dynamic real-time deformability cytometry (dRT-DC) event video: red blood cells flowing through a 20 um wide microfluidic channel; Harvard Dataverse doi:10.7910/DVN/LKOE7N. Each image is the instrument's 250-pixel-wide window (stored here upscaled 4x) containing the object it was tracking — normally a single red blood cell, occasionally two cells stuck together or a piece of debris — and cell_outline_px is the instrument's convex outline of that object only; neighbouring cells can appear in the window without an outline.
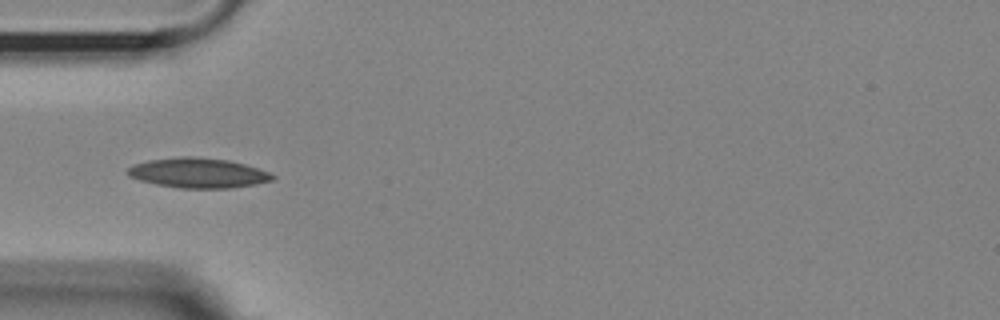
{"species": "Egyptian fruit bat (a non-hibernating species)", "species_latin": "Rousettus aegyptiacus", "temperature_condition": "room temperature", "stored_images_in_passage": 39, "camera_frame_rate_fps": 3000, "um_per_image_px": 0.085, "animal": {"sex": "female"}, "frame": {"image": 1, "passage_image": 1, "time_ms": 0.0, "image_size_px": [1000, 320], "cell_outline_px": [[276, 176], [272, 180], [256, 184], [232, 188], [180, 188], [156, 184], [140, 180], [128, 176], [124, 172], [132, 164], [148, 160], [180, 156], [196, 156], [228, 160], [244, 164], [268, 172]], "centroid_in_image_um": [16.79, 14.69], "position_along_channel_um": 68.2, "area_um2": 25.37}}
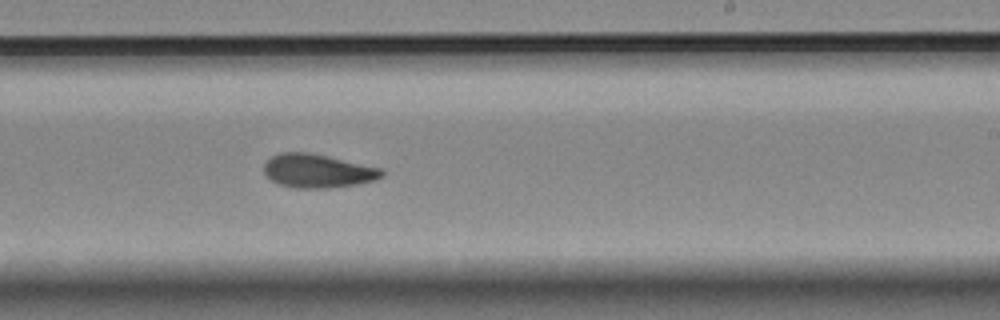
{"frame": {"image": 2, "passage_image": 17, "time_ms": 5.333, "image_size_px": [1000, 320], "cell_outline_px": [[384, 176], [376, 180], [356, 184], [328, 188], [296, 188], [276, 184], [264, 172], [264, 164], [272, 156], [280, 152], [308, 152], [328, 156], [380, 168], [384, 172]], "centroid_in_image_um": [26.99, 14.53], "position_along_channel_um": 262.0, "area_um2": 23.06}}
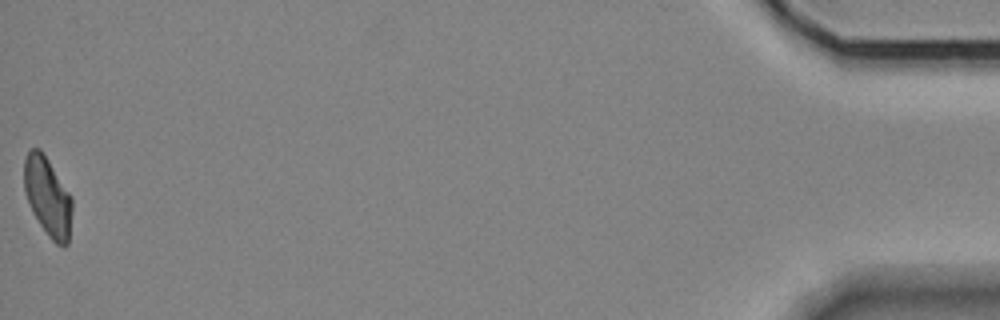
{"frame": {"image": 3, "passage_image": 39, "time_ms": 12.667, "image_size_px": [1000, 320], "cell_outline_px": [[72, 208], [68, 244], [64, 248], [56, 244], [48, 236], [32, 212], [24, 192], [24, 160], [28, 148], [40, 148], [72, 196]], "centroid_in_image_um": [4.05, 16.72], "position_along_channel_um": 431.2, "area_um2": 22.25}, "authors_computed_cell_mechanics": {"area_um2": 22.5998, "velocity_mm_per_s": 3.621, "shape_relaxation_time_tau1_ms": 6.4855, "shape_relaxation_time_tau2_ms": 4.6444, "deformation_change_tau1": 0.1537, "deformation_change_tau2": 0.1032}}